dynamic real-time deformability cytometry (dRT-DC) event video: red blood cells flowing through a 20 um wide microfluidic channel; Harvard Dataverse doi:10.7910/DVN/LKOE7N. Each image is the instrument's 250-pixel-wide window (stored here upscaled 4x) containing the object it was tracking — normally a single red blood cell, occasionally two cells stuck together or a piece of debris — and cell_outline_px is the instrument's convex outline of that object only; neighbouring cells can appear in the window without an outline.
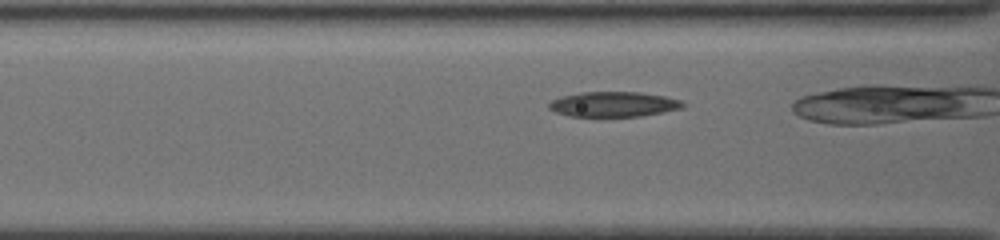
{"species": "common noctule bat (a hibernating species)", "species_latin": "Nyctalus noctula", "temperature_condition": "cold", "stored_images_in_passage": 31, "camera_frame_rate_fps": 3000, "um_per_image_px": 0.085, "animal": {"sex": "female", "body_mass_g": 19.5, "forearm_length_mm": 54.1}, "frame": {"image": 1, "passage_image": 10, "time_ms": 3.0, "image_size_px": [1000, 240], "cell_outline_px": [[684, 104], [680, 108], [640, 116], [572, 116], [556, 112], [548, 108], [548, 104], [552, 100], [564, 96], [580, 92], [640, 92], [664, 96], [680, 100]], "centroid_in_image_um": [52.12, 8.85], "position_along_channel_um": 114.5, "area_um2": 19.19}}